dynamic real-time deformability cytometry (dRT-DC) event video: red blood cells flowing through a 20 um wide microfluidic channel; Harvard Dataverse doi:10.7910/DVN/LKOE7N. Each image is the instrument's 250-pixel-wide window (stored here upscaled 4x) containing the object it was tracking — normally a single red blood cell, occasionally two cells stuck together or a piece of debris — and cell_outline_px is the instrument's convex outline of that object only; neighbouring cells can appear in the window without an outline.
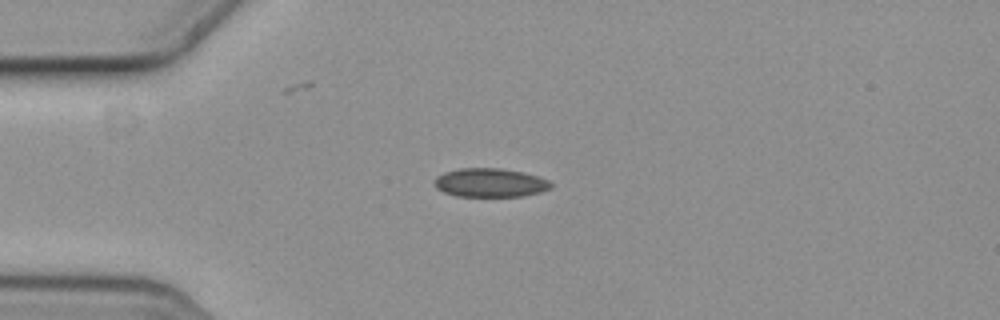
{"species": "common noctule bat (a hibernating species)", "species_latin": "Nyctalus noctula", "temperature_condition": "cold", "stored_images_in_passage": 2, "camera_frame_rate_fps": 3000, "um_per_image_px": 0.085, "animal": {"sex": "female", "body_mass_g": 19.3, "forearm_length_mm": 54.1}, "frame": {"image": 1, "passage_image": 2, "time_ms": 0.333, "image_size_px": [1000, 320], "cell_outline_px": [[552, 188], [540, 192], [524, 196], [456, 196], [444, 192], [436, 188], [436, 176], [444, 172], [460, 168], [500, 168], [524, 172], [548, 180], [552, 184]], "centroid_in_image_um": [41.68, 15.53], "position_along_channel_um": 43.3, "area_um2": 19.48}}